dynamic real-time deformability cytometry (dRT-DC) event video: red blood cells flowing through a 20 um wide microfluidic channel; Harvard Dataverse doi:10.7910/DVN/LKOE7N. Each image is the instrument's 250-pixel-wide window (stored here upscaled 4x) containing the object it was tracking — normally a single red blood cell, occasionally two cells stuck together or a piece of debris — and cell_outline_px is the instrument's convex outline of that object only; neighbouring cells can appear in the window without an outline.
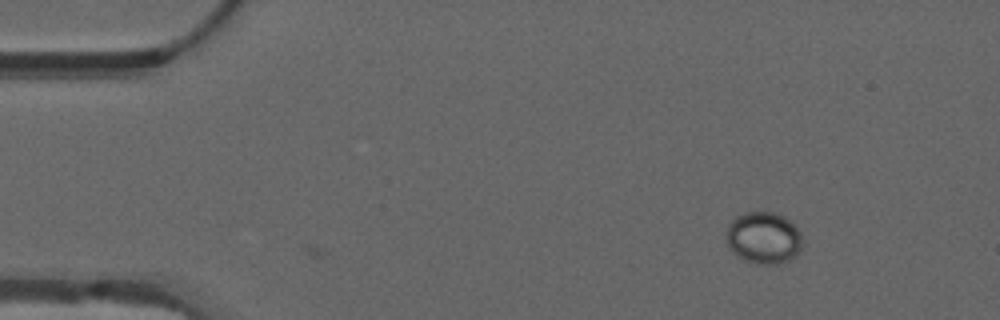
{"species": "common noctule bat (a hibernating species)", "species_latin": "Nyctalus noctula", "temperature_condition": "warm", "stored_images_in_passage": 3, "camera_frame_rate_fps": 3000, "um_per_image_px": 0.085, "animal": {"sex": "male", "forearm_length_mm": 52.5}, "frame": {"image": 1, "passage_image": 1, "time_ms": 0.0, "image_size_px": [1000, 320], "cell_outline_px": [[804, 248], [796, 256], [780, 264], [756, 264], [744, 260], [736, 256], [732, 252], [724, 236], [724, 232], [728, 224], [736, 216], [744, 212], [772, 212], [784, 216], [804, 236]], "centroid_in_image_um": [64.91, 20.23], "position_along_channel_um": 20.1, "area_um2": 23.7}}